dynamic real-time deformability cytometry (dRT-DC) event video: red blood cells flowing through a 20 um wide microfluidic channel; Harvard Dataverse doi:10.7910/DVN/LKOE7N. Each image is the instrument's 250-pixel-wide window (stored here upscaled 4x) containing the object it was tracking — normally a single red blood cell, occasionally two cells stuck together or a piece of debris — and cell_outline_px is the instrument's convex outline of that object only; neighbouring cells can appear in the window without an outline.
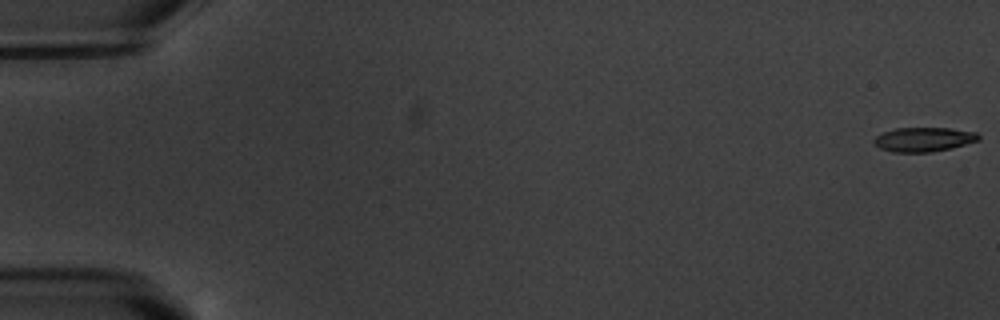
{"species": "common noctule bat (a hibernating species)", "species_latin": "Nyctalus noctula", "temperature_condition": "warm", "stored_images_in_passage": 6, "camera_frame_rate_fps": 3000, "um_per_image_px": 0.085, "animal": {"sex": "male", "body_mass_g": 20.1, "forearm_length_mm": 53.5}, "frame": {"image": 1, "passage_image": 1, "time_ms": 0.0, "image_size_px": [1000, 320], "cell_outline_px": [[980, 140], [952, 148], [932, 152], [892, 152], [880, 148], [872, 140], [876, 136], [884, 132], [896, 128], [948, 128], [976, 132], [980, 136]], "centroid_in_image_um": [78.53, 11.85], "position_along_channel_um": 6.5, "area_um2": 14.8}}
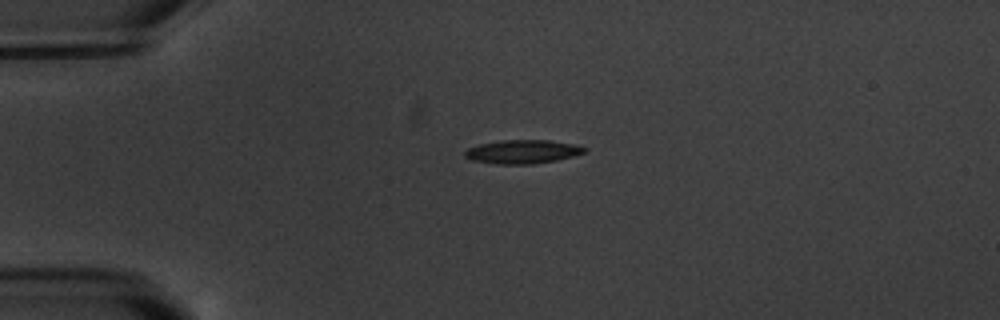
{"frame": {"image": 2, "passage_image": 4, "time_ms": 4.667, "image_size_px": [1000, 320], "cell_outline_px": [[588, 148], [584, 152], [572, 156], [556, 160], [532, 164], [496, 164], [472, 160], [464, 156], [464, 152], [468, 148], [480, 144], [504, 140], [548, 140], [572, 144]], "centroid_in_image_um": [44.39, 12.9], "position_along_channel_um": 40.6, "area_um2": 16.3}}